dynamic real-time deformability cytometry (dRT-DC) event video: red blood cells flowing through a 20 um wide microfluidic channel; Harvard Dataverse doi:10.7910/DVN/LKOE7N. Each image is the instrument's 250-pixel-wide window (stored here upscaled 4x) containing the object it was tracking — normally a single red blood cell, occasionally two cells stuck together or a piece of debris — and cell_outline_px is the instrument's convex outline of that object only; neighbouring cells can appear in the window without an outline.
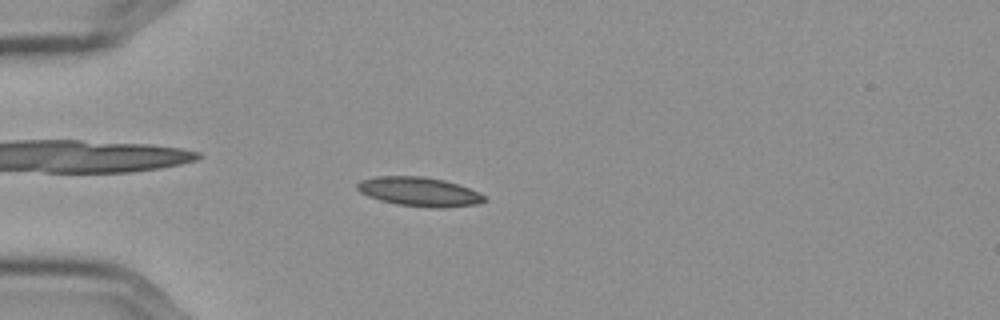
{"species": "Egyptian fruit bat (a non-hibernating species)", "species_latin": "Rousettus aegyptiacus", "temperature_condition": "cold", "stored_images_in_passage": 51, "camera_frame_rate_fps": 3000, "um_per_image_px": 0.085, "frame": {"image": 1, "passage_image": 10, "time_ms": 3.0, "image_size_px": [1000, 320], "cell_outline_px": [[488, 200], [476, 204], [444, 208], [432, 208], [396, 204], [380, 200], [368, 196], [360, 192], [356, 188], [356, 184], [360, 180], [376, 176], [420, 176], [444, 180], [468, 188], [484, 196]], "centroid_in_image_um": [35.59, 16.3], "position_along_channel_um": 49.4, "area_um2": 21.5}}
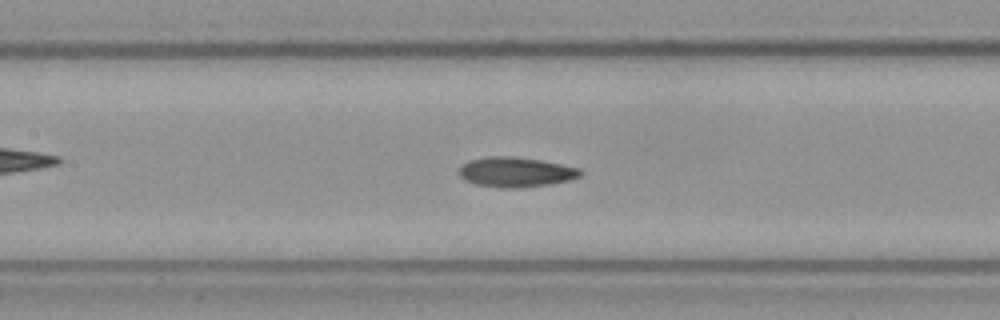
{"frame": {"image": 2, "passage_image": 21, "time_ms": 6.667, "image_size_px": [1000, 320], "cell_outline_px": [[580, 176], [568, 180], [548, 184], [520, 188], [504, 188], [476, 184], [464, 180], [460, 176], [460, 164], [468, 160], [488, 156], [512, 156], [560, 164], [580, 168]], "centroid_in_image_um": [43.77, 14.62], "position_along_channel_um": 163.6, "area_um2": 20.92}}
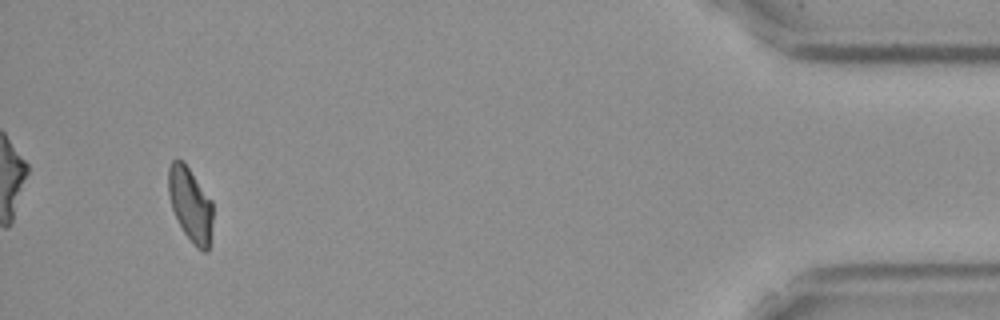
{"frame": {"image": 3, "passage_image": 48, "time_ms": 15.667, "image_size_px": [1000, 320], "cell_outline_px": [[212, 224], [208, 252], [204, 252], [196, 248], [192, 244], [184, 232], [172, 208], [168, 192], [168, 168], [172, 160], [176, 156], [184, 160], [212, 200]], "centroid_in_image_um": [16.18, 17.33], "position_along_channel_um": 419.0, "area_um2": 19.48}, "authors_computed_cell_mechanics": {"area_um2": 19.7098, "velocity_mm_per_s": 3.5842, "shape_relaxation_time_tau1_ms": 6.6483, "shape_relaxation_time_tau2_ms": 2.7583, "deformation_change_tau1": 0.1742, "deformation_change_tau2": 0.079}}